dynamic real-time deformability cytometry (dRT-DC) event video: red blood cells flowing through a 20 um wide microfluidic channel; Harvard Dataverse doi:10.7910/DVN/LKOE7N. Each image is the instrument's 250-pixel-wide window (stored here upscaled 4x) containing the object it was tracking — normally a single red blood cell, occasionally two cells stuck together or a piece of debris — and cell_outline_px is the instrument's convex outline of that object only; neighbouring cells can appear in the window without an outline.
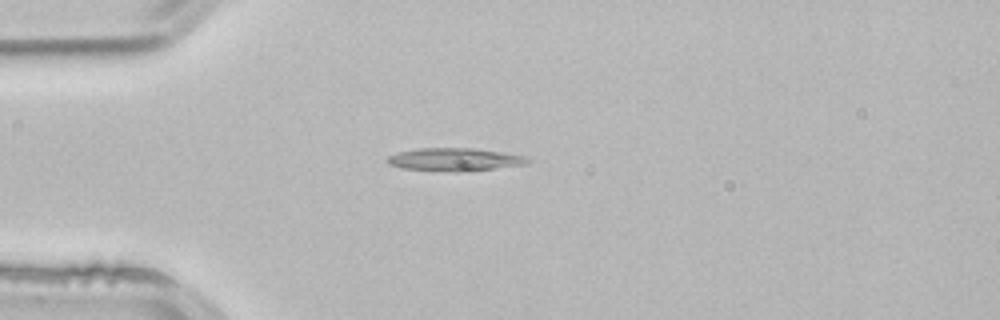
{"species": "common noctule bat (a hibernating species)", "species_latin": "Nyctalus noctula", "temperature_condition": "room temperature", "stored_images_in_passage": 3, "camera_frame_rate_fps": 3000, "um_per_image_px": 0.085, "animal": {"sex": "male", "body_mass_g": 21.5, "forearm_length_mm": 52.0}, "frame": {"image": 1, "passage_image": 3, "time_ms": 0.667, "image_size_px": [1000, 320], "cell_outline_px": [[532, 160], [528, 164], [460, 172], [448, 172], [404, 168], [388, 164], [384, 160], [388, 156], [396, 152], [416, 148], [472, 148], [528, 156]], "centroid_in_image_um": [38.62, 13.56], "position_along_channel_um": 46.4, "area_um2": 18.96}}